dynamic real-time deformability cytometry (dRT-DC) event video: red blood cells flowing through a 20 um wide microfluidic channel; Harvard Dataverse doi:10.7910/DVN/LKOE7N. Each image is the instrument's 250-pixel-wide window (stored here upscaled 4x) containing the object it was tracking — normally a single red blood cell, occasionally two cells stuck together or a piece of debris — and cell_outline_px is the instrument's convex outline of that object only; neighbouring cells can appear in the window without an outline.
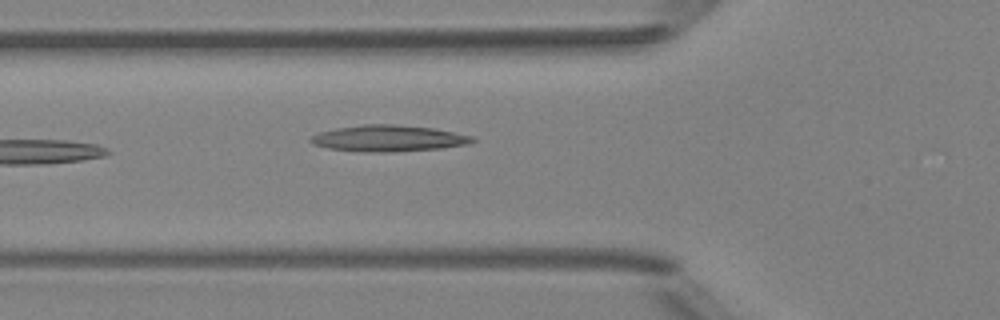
{"species": "Egyptian fruit bat (a non-hibernating species)", "species_latin": "Rousettus aegyptiacus", "temperature_condition": "room temperature", "stored_images_in_passage": 6, "camera_frame_rate_fps": 3000, "um_per_image_px": 0.085, "animal": {"sex": "female"}, "frame": {"image": 1, "passage_image": 6, "time_ms": 5.667, "image_size_px": [1000, 320], "cell_outline_px": [[476, 140], [468, 144], [440, 148], [392, 152], [364, 152], [328, 148], [312, 144], [308, 140], [312, 136], [320, 132], [336, 128], [364, 124], [392, 124], [432, 128], [472, 136]], "centroid_in_image_um": [32.98, 11.76], "position_along_channel_um": 92.8, "area_um2": 24.62}}